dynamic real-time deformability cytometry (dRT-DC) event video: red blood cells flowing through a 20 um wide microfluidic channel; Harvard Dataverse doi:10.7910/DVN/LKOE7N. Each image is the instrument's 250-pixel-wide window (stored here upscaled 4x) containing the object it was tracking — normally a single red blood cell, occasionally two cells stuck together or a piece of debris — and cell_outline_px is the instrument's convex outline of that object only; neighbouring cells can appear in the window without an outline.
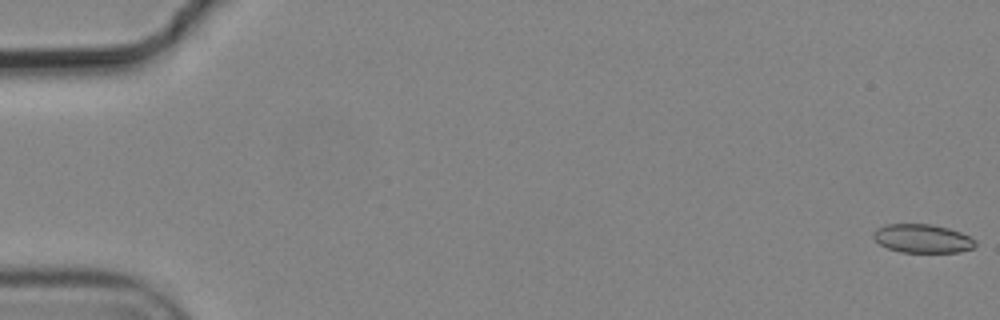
{"species": "common noctule bat (a hibernating species)", "species_latin": "Nyctalus noctula", "temperature_condition": "cold", "stored_images_in_passage": 7, "camera_frame_rate_fps": 3000, "um_per_image_px": 0.085, "animal": {"sex": "male", "body_mass_g": 19.2, "forearm_length_mm": 51.8}, "frame": {"image": 1, "passage_image": 1, "time_ms": 0.0, "image_size_px": [1000, 320], "cell_outline_px": [[976, 244], [972, 248], [960, 252], [900, 252], [888, 248], [880, 244], [872, 236], [872, 232], [884, 224], [932, 224], [948, 228], [960, 232], [976, 240]], "centroid_in_image_um": [78.39, 20.27], "position_along_channel_um": 6.6, "area_um2": 16.99}}
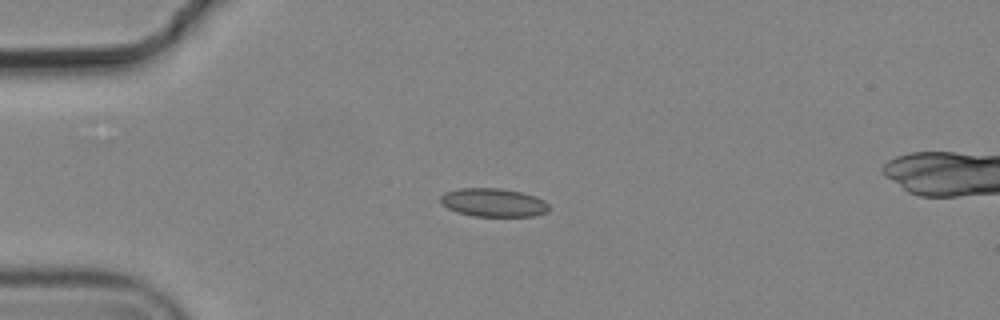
{"frame": {"image": 2, "passage_image": 5, "time_ms": 1.333, "image_size_px": [1000, 320], "cell_outline_px": [[548, 212], [536, 216], [472, 216], [456, 212], [440, 204], [440, 196], [444, 192], [460, 188], [500, 188], [520, 192], [536, 196], [544, 200], [548, 204]], "centroid_in_image_um": [41.92, 17.22], "position_along_channel_um": 43.1, "area_um2": 18.15}}